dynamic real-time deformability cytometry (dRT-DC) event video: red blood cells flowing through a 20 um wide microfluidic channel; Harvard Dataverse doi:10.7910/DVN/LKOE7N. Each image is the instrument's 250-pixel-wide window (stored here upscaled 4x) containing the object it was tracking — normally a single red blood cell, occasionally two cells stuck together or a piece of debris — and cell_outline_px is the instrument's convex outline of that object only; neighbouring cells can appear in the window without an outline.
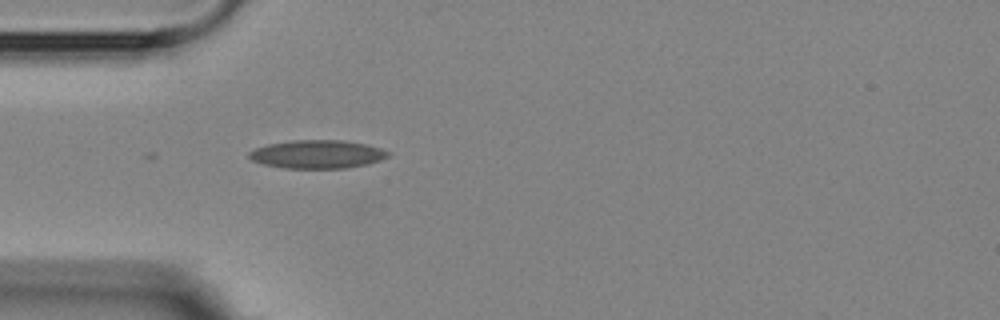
{"species": "Egyptian fruit bat (a non-hibernating species)", "species_latin": "Rousettus aegyptiacus", "temperature_condition": "room temperature", "stored_images_in_passage": 5, "camera_frame_rate_fps": 3000, "um_per_image_px": 0.085, "animal": {"sex": "female"}, "frame": {"image": 1, "passage_image": 5, "time_ms": 4.667, "image_size_px": [1000, 320], "cell_outline_px": [[392, 152], [388, 156], [380, 160], [368, 164], [348, 168], [284, 168], [264, 164], [252, 160], [248, 156], [248, 152], [256, 148], [268, 144], [292, 140], [344, 140], [368, 144]], "centroid_in_image_um": [27.0, 13.1], "position_along_channel_um": 58.0, "area_um2": 23.06}}